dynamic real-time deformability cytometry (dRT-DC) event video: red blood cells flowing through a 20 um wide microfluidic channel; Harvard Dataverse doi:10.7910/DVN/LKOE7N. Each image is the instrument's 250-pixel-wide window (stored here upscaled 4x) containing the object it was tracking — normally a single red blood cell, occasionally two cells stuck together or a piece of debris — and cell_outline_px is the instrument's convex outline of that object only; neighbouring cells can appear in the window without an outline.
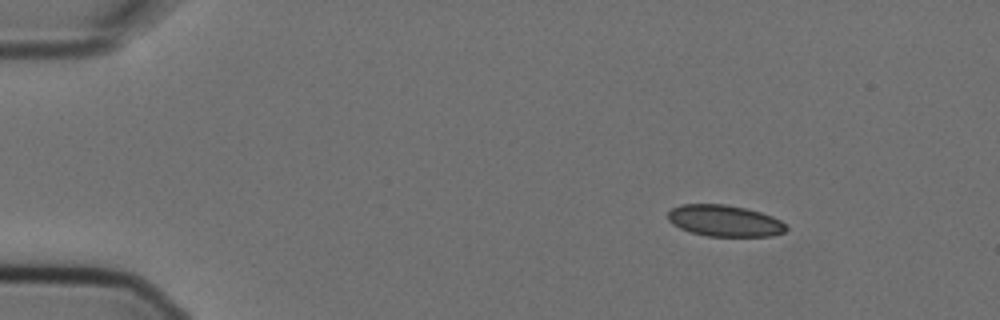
{"species": "Egyptian fruit bat (a non-hibernating species)", "species_latin": "Rousettus aegyptiacus", "temperature_condition": "cold", "stored_images_in_passage": 12, "camera_frame_rate_fps": 3000, "um_per_image_px": 0.085, "animal": {"sex": "female"}, "frame": {"image": 1, "passage_image": 1, "time_ms": 0.0, "image_size_px": [1000, 320], "cell_outline_px": [[788, 228], [784, 232], [772, 236], [708, 236], [688, 232], [672, 224], [668, 220], [668, 212], [672, 208], [680, 204], [724, 204], [744, 208], [760, 212], [772, 216], [780, 220]], "centroid_in_image_um": [61.56, 18.77], "position_along_channel_um": 23.4, "area_um2": 21.68}}
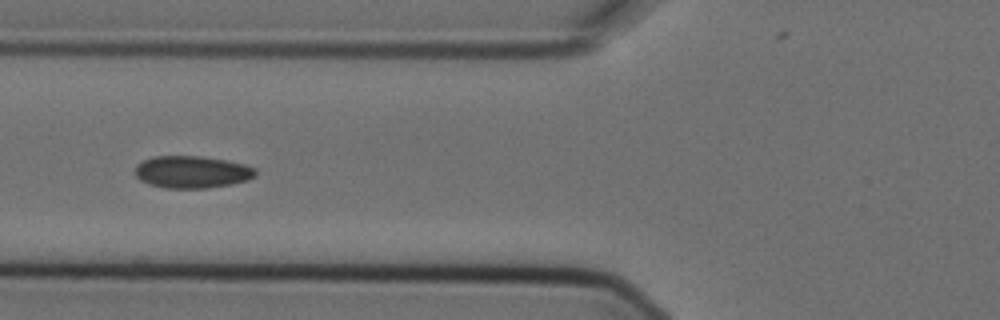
{"frame": {"image": 2, "passage_image": 4, "time_ms": 1.0, "image_size_px": [1000, 320], "cell_outline_px": [[256, 176], [248, 180], [232, 184], [208, 188], [164, 188], [148, 184], [140, 180], [136, 176], [136, 164], [152, 156], [200, 156], [224, 160], [244, 164], [256, 168]], "centroid_in_image_um": [16.32, 14.62], "position_along_channel_um": 109.5, "area_um2": 22.72}}
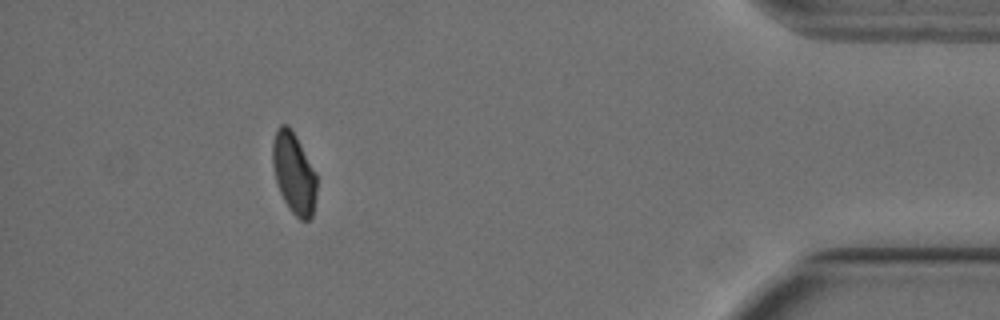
{"frame": {"image": 3, "passage_image": 12, "time_ms": 3.667, "image_size_px": [1000, 320], "cell_outline_px": [[316, 196], [312, 216], [308, 220], [300, 220], [288, 208], [280, 192], [276, 180], [272, 164], [272, 144], [276, 128], [280, 124], [288, 124], [316, 172]], "centroid_in_image_um": [24.97, 14.72], "position_along_channel_um": 410.2, "area_um2": 20.75}}